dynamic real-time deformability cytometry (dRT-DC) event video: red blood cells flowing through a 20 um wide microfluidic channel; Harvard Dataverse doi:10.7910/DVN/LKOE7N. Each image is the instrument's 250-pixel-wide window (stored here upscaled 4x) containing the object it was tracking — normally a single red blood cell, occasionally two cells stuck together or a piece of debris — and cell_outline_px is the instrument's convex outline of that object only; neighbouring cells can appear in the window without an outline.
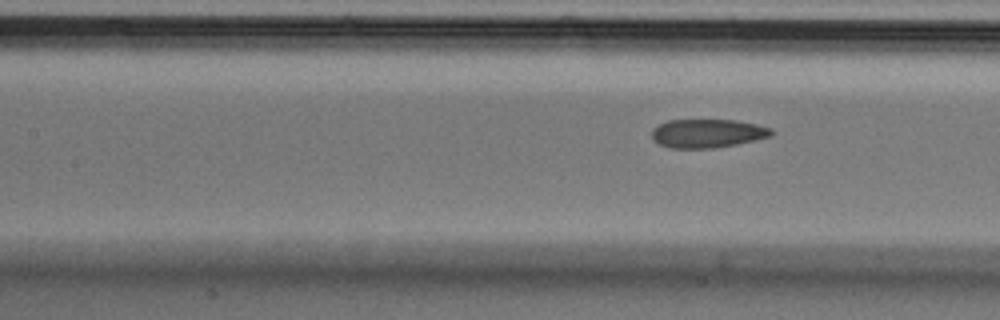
{"species": "Egyptian fruit bat (a non-hibernating species)", "species_latin": "Rousettus aegyptiacus", "temperature_condition": "cold", "stored_images_in_passage": 7, "segment_of_instrument_passage": [2, 2], "camera_frame_rate_fps": 3000, "um_per_image_px": 0.085, "animal": {"sex": "male"}, "frame": {"image": 1, "passage_image": 7, "time_ms": 2.0, "image_size_px": [1000, 320], "cell_outline_px": [[772, 136], [736, 144], [712, 148], [672, 148], [660, 144], [652, 140], [652, 128], [668, 120], [736, 120], [756, 124], [772, 128]], "centroid_in_image_um": [60.12, 11.33], "position_along_channel_um": 147.3, "area_um2": 19.88}}